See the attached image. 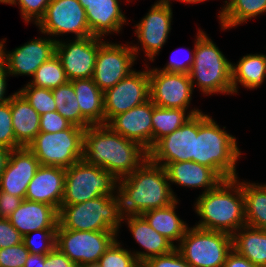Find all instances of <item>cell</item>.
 Listing matches in <instances>:
<instances>
[{"mask_svg": "<svg viewBox=\"0 0 266 267\" xmlns=\"http://www.w3.org/2000/svg\"><path fill=\"white\" fill-rule=\"evenodd\" d=\"M233 249L258 267H266V230L243 226L232 235Z\"/></svg>", "mask_w": 266, "mask_h": 267, "instance_id": "obj_30", "label": "cell"}, {"mask_svg": "<svg viewBox=\"0 0 266 267\" xmlns=\"http://www.w3.org/2000/svg\"><path fill=\"white\" fill-rule=\"evenodd\" d=\"M71 125L57 111L48 112L40 116V132L56 133L68 129Z\"/></svg>", "mask_w": 266, "mask_h": 267, "instance_id": "obj_43", "label": "cell"}, {"mask_svg": "<svg viewBox=\"0 0 266 267\" xmlns=\"http://www.w3.org/2000/svg\"><path fill=\"white\" fill-rule=\"evenodd\" d=\"M266 78V55L263 53L242 56L237 64L232 63L233 95L238 93V84L247 89H257Z\"/></svg>", "mask_w": 266, "mask_h": 267, "instance_id": "obj_28", "label": "cell"}, {"mask_svg": "<svg viewBox=\"0 0 266 267\" xmlns=\"http://www.w3.org/2000/svg\"><path fill=\"white\" fill-rule=\"evenodd\" d=\"M179 49H181V48H178V50ZM194 50H195V43H194L193 51L190 49V51L188 52V54L183 55V56H185V58L182 57L183 60L180 59V58L177 59L178 56L176 58V55H175V58L174 57H171V59L166 63V65L162 69L161 68H157V69L158 70H161L163 72H175V73L189 74L190 69L192 67V64L194 63V54H195V51ZM176 51L177 50H175V52ZM172 54H175V53L172 52Z\"/></svg>", "mask_w": 266, "mask_h": 267, "instance_id": "obj_45", "label": "cell"}, {"mask_svg": "<svg viewBox=\"0 0 266 267\" xmlns=\"http://www.w3.org/2000/svg\"><path fill=\"white\" fill-rule=\"evenodd\" d=\"M135 241L145 250L133 251L136 260L142 264L153 256L170 253L175 246L164 236L155 231L142 215H127L123 217Z\"/></svg>", "mask_w": 266, "mask_h": 267, "instance_id": "obj_24", "label": "cell"}, {"mask_svg": "<svg viewBox=\"0 0 266 267\" xmlns=\"http://www.w3.org/2000/svg\"><path fill=\"white\" fill-rule=\"evenodd\" d=\"M214 119L198 114V135L195 138V162L212 168L223 180L237 178V161L241 151L235 136L229 134Z\"/></svg>", "mask_w": 266, "mask_h": 267, "instance_id": "obj_4", "label": "cell"}, {"mask_svg": "<svg viewBox=\"0 0 266 267\" xmlns=\"http://www.w3.org/2000/svg\"><path fill=\"white\" fill-rule=\"evenodd\" d=\"M68 81L62 63L55 54L36 70L28 83L40 88L54 89Z\"/></svg>", "mask_w": 266, "mask_h": 267, "instance_id": "obj_35", "label": "cell"}, {"mask_svg": "<svg viewBox=\"0 0 266 267\" xmlns=\"http://www.w3.org/2000/svg\"><path fill=\"white\" fill-rule=\"evenodd\" d=\"M51 0H9V5H19L20 13L25 23L36 25L44 17Z\"/></svg>", "mask_w": 266, "mask_h": 267, "instance_id": "obj_40", "label": "cell"}, {"mask_svg": "<svg viewBox=\"0 0 266 267\" xmlns=\"http://www.w3.org/2000/svg\"><path fill=\"white\" fill-rule=\"evenodd\" d=\"M36 26L42 34H47L56 41L59 38L55 37L68 33H74L75 38L93 36L87 23L86 11L78 0H51L44 17Z\"/></svg>", "mask_w": 266, "mask_h": 267, "instance_id": "obj_12", "label": "cell"}, {"mask_svg": "<svg viewBox=\"0 0 266 267\" xmlns=\"http://www.w3.org/2000/svg\"><path fill=\"white\" fill-rule=\"evenodd\" d=\"M117 193L124 216L142 215L149 210L167 207L178 199L165 167L149 158L132 174L118 179Z\"/></svg>", "mask_w": 266, "mask_h": 267, "instance_id": "obj_2", "label": "cell"}, {"mask_svg": "<svg viewBox=\"0 0 266 267\" xmlns=\"http://www.w3.org/2000/svg\"><path fill=\"white\" fill-rule=\"evenodd\" d=\"M65 168L40 165L30 181L25 199L60 210L65 187Z\"/></svg>", "mask_w": 266, "mask_h": 267, "instance_id": "obj_21", "label": "cell"}, {"mask_svg": "<svg viewBox=\"0 0 266 267\" xmlns=\"http://www.w3.org/2000/svg\"><path fill=\"white\" fill-rule=\"evenodd\" d=\"M121 198L100 196L72 205H61L58 211V224L67 230L75 231H116L123 223Z\"/></svg>", "mask_w": 266, "mask_h": 267, "instance_id": "obj_6", "label": "cell"}, {"mask_svg": "<svg viewBox=\"0 0 266 267\" xmlns=\"http://www.w3.org/2000/svg\"><path fill=\"white\" fill-rule=\"evenodd\" d=\"M18 92L40 116L48 112L57 111L52 89L40 88L27 83Z\"/></svg>", "mask_w": 266, "mask_h": 267, "instance_id": "obj_36", "label": "cell"}, {"mask_svg": "<svg viewBox=\"0 0 266 267\" xmlns=\"http://www.w3.org/2000/svg\"><path fill=\"white\" fill-rule=\"evenodd\" d=\"M194 210L201 218L195 227L232 236L246 225L241 181L238 177L222 180L214 189L196 198Z\"/></svg>", "mask_w": 266, "mask_h": 267, "instance_id": "obj_3", "label": "cell"}, {"mask_svg": "<svg viewBox=\"0 0 266 267\" xmlns=\"http://www.w3.org/2000/svg\"><path fill=\"white\" fill-rule=\"evenodd\" d=\"M9 0H0V3L8 4Z\"/></svg>", "mask_w": 266, "mask_h": 267, "instance_id": "obj_54", "label": "cell"}, {"mask_svg": "<svg viewBox=\"0 0 266 267\" xmlns=\"http://www.w3.org/2000/svg\"><path fill=\"white\" fill-rule=\"evenodd\" d=\"M218 14L222 30L234 28L266 13V0H228Z\"/></svg>", "mask_w": 266, "mask_h": 267, "instance_id": "obj_31", "label": "cell"}, {"mask_svg": "<svg viewBox=\"0 0 266 267\" xmlns=\"http://www.w3.org/2000/svg\"><path fill=\"white\" fill-rule=\"evenodd\" d=\"M0 146L9 150L21 147L15 140L9 100L0 103Z\"/></svg>", "mask_w": 266, "mask_h": 267, "instance_id": "obj_39", "label": "cell"}, {"mask_svg": "<svg viewBox=\"0 0 266 267\" xmlns=\"http://www.w3.org/2000/svg\"><path fill=\"white\" fill-rule=\"evenodd\" d=\"M2 62V49H1V46H0V63Z\"/></svg>", "mask_w": 266, "mask_h": 267, "instance_id": "obj_55", "label": "cell"}, {"mask_svg": "<svg viewBox=\"0 0 266 267\" xmlns=\"http://www.w3.org/2000/svg\"><path fill=\"white\" fill-rule=\"evenodd\" d=\"M165 170L170 184L203 188L202 194L214 189L223 180L212 168L194 161L169 163Z\"/></svg>", "mask_w": 266, "mask_h": 267, "instance_id": "obj_25", "label": "cell"}, {"mask_svg": "<svg viewBox=\"0 0 266 267\" xmlns=\"http://www.w3.org/2000/svg\"><path fill=\"white\" fill-rule=\"evenodd\" d=\"M222 267H258L252 264L247 258L239 255L234 249L228 254Z\"/></svg>", "mask_w": 266, "mask_h": 267, "instance_id": "obj_48", "label": "cell"}, {"mask_svg": "<svg viewBox=\"0 0 266 267\" xmlns=\"http://www.w3.org/2000/svg\"><path fill=\"white\" fill-rule=\"evenodd\" d=\"M10 75L8 74L7 68L5 63L2 61L0 63V103L6 102L11 98V95L6 97V89H7V77Z\"/></svg>", "mask_w": 266, "mask_h": 267, "instance_id": "obj_49", "label": "cell"}, {"mask_svg": "<svg viewBox=\"0 0 266 267\" xmlns=\"http://www.w3.org/2000/svg\"><path fill=\"white\" fill-rule=\"evenodd\" d=\"M10 151L8 148L0 146V176L4 171L7 161L9 159Z\"/></svg>", "mask_w": 266, "mask_h": 267, "instance_id": "obj_51", "label": "cell"}, {"mask_svg": "<svg viewBox=\"0 0 266 267\" xmlns=\"http://www.w3.org/2000/svg\"><path fill=\"white\" fill-rule=\"evenodd\" d=\"M130 0H127L129 2ZM157 2H168V0H158Z\"/></svg>", "mask_w": 266, "mask_h": 267, "instance_id": "obj_56", "label": "cell"}, {"mask_svg": "<svg viewBox=\"0 0 266 267\" xmlns=\"http://www.w3.org/2000/svg\"><path fill=\"white\" fill-rule=\"evenodd\" d=\"M130 44L105 41L99 47L92 79L103 92L134 71L132 66L141 48L137 44Z\"/></svg>", "mask_w": 266, "mask_h": 267, "instance_id": "obj_11", "label": "cell"}, {"mask_svg": "<svg viewBox=\"0 0 266 267\" xmlns=\"http://www.w3.org/2000/svg\"><path fill=\"white\" fill-rule=\"evenodd\" d=\"M241 183L245 200L246 225L266 230V183H250L245 180Z\"/></svg>", "mask_w": 266, "mask_h": 267, "instance_id": "obj_33", "label": "cell"}, {"mask_svg": "<svg viewBox=\"0 0 266 267\" xmlns=\"http://www.w3.org/2000/svg\"><path fill=\"white\" fill-rule=\"evenodd\" d=\"M6 38L0 40L2 61L5 63L8 74L11 76L27 75L33 77L36 70L56 54L57 41L51 37H38L15 48L6 51L4 43Z\"/></svg>", "mask_w": 266, "mask_h": 267, "instance_id": "obj_17", "label": "cell"}, {"mask_svg": "<svg viewBox=\"0 0 266 267\" xmlns=\"http://www.w3.org/2000/svg\"><path fill=\"white\" fill-rule=\"evenodd\" d=\"M45 255L29 254L24 267H43Z\"/></svg>", "mask_w": 266, "mask_h": 267, "instance_id": "obj_50", "label": "cell"}, {"mask_svg": "<svg viewBox=\"0 0 266 267\" xmlns=\"http://www.w3.org/2000/svg\"><path fill=\"white\" fill-rule=\"evenodd\" d=\"M24 199L0 191V218H9Z\"/></svg>", "mask_w": 266, "mask_h": 267, "instance_id": "obj_46", "label": "cell"}, {"mask_svg": "<svg viewBox=\"0 0 266 267\" xmlns=\"http://www.w3.org/2000/svg\"><path fill=\"white\" fill-rule=\"evenodd\" d=\"M197 135L198 114L193 115L171 134L159 139L148 151V158L163 167L169 163L195 162V138Z\"/></svg>", "mask_w": 266, "mask_h": 267, "instance_id": "obj_15", "label": "cell"}, {"mask_svg": "<svg viewBox=\"0 0 266 267\" xmlns=\"http://www.w3.org/2000/svg\"><path fill=\"white\" fill-rule=\"evenodd\" d=\"M85 129L71 125L56 133L40 132L28 145L40 165L69 168L83 158Z\"/></svg>", "mask_w": 266, "mask_h": 267, "instance_id": "obj_9", "label": "cell"}, {"mask_svg": "<svg viewBox=\"0 0 266 267\" xmlns=\"http://www.w3.org/2000/svg\"><path fill=\"white\" fill-rule=\"evenodd\" d=\"M148 65L145 70H134L104 93L105 124L117 114L127 112L150 100Z\"/></svg>", "mask_w": 266, "mask_h": 267, "instance_id": "obj_13", "label": "cell"}, {"mask_svg": "<svg viewBox=\"0 0 266 267\" xmlns=\"http://www.w3.org/2000/svg\"><path fill=\"white\" fill-rule=\"evenodd\" d=\"M118 235L116 231L67 230L58 224L55 245L75 265L85 266L97 264Z\"/></svg>", "mask_w": 266, "mask_h": 267, "instance_id": "obj_10", "label": "cell"}, {"mask_svg": "<svg viewBox=\"0 0 266 267\" xmlns=\"http://www.w3.org/2000/svg\"><path fill=\"white\" fill-rule=\"evenodd\" d=\"M39 166V160L28 147L11 150L0 176V191L25 199L27 187Z\"/></svg>", "mask_w": 266, "mask_h": 267, "instance_id": "obj_19", "label": "cell"}, {"mask_svg": "<svg viewBox=\"0 0 266 267\" xmlns=\"http://www.w3.org/2000/svg\"><path fill=\"white\" fill-rule=\"evenodd\" d=\"M43 267H76V265L55 247L45 255Z\"/></svg>", "mask_w": 266, "mask_h": 267, "instance_id": "obj_47", "label": "cell"}, {"mask_svg": "<svg viewBox=\"0 0 266 267\" xmlns=\"http://www.w3.org/2000/svg\"><path fill=\"white\" fill-rule=\"evenodd\" d=\"M84 267H100L99 264H87Z\"/></svg>", "mask_w": 266, "mask_h": 267, "instance_id": "obj_53", "label": "cell"}, {"mask_svg": "<svg viewBox=\"0 0 266 267\" xmlns=\"http://www.w3.org/2000/svg\"><path fill=\"white\" fill-rule=\"evenodd\" d=\"M153 102H147L114 116L106 125L126 139L139 143L149 151L152 148Z\"/></svg>", "mask_w": 266, "mask_h": 267, "instance_id": "obj_20", "label": "cell"}, {"mask_svg": "<svg viewBox=\"0 0 266 267\" xmlns=\"http://www.w3.org/2000/svg\"><path fill=\"white\" fill-rule=\"evenodd\" d=\"M57 112L72 125L88 128L91 124L81 115L79 103L71 81L52 89Z\"/></svg>", "mask_w": 266, "mask_h": 267, "instance_id": "obj_34", "label": "cell"}, {"mask_svg": "<svg viewBox=\"0 0 266 267\" xmlns=\"http://www.w3.org/2000/svg\"><path fill=\"white\" fill-rule=\"evenodd\" d=\"M197 32L194 63L189 72L193 89L197 86L206 96L216 93L232 95V62L206 32L199 28Z\"/></svg>", "mask_w": 266, "mask_h": 267, "instance_id": "obj_5", "label": "cell"}, {"mask_svg": "<svg viewBox=\"0 0 266 267\" xmlns=\"http://www.w3.org/2000/svg\"><path fill=\"white\" fill-rule=\"evenodd\" d=\"M172 5L168 2L154 3L141 21L134 25V33L138 38L145 57L154 62L155 56L167 42L173 19Z\"/></svg>", "mask_w": 266, "mask_h": 267, "instance_id": "obj_18", "label": "cell"}, {"mask_svg": "<svg viewBox=\"0 0 266 267\" xmlns=\"http://www.w3.org/2000/svg\"><path fill=\"white\" fill-rule=\"evenodd\" d=\"M117 190L118 180L109 171L81 159L66 169L61 205L78 204L103 195L114 196Z\"/></svg>", "mask_w": 266, "mask_h": 267, "instance_id": "obj_7", "label": "cell"}, {"mask_svg": "<svg viewBox=\"0 0 266 267\" xmlns=\"http://www.w3.org/2000/svg\"><path fill=\"white\" fill-rule=\"evenodd\" d=\"M116 239L99 259L100 267H138L140 263L136 260L131 250L124 249Z\"/></svg>", "mask_w": 266, "mask_h": 267, "instance_id": "obj_37", "label": "cell"}, {"mask_svg": "<svg viewBox=\"0 0 266 267\" xmlns=\"http://www.w3.org/2000/svg\"><path fill=\"white\" fill-rule=\"evenodd\" d=\"M82 159L109 171L118 180L138 169L148 159V151L106 124L91 125L83 134Z\"/></svg>", "mask_w": 266, "mask_h": 267, "instance_id": "obj_1", "label": "cell"}, {"mask_svg": "<svg viewBox=\"0 0 266 267\" xmlns=\"http://www.w3.org/2000/svg\"><path fill=\"white\" fill-rule=\"evenodd\" d=\"M81 115L91 125H104V93L92 78L71 80Z\"/></svg>", "mask_w": 266, "mask_h": 267, "instance_id": "obj_27", "label": "cell"}, {"mask_svg": "<svg viewBox=\"0 0 266 267\" xmlns=\"http://www.w3.org/2000/svg\"><path fill=\"white\" fill-rule=\"evenodd\" d=\"M29 250L22 243L0 249V267H24Z\"/></svg>", "mask_w": 266, "mask_h": 267, "instance_id": "obj_41", "label": "cell"}, {"mask_svg": "<svg viewBox=\"0 0 266 267\" xmlns=\"http://www.w3.org/2000/svg\"><path fill=\"white\" fill-rule=\"evenodd\" d=\"M175 248L191 267H222L233 240L227 233L192 226Z\"/></svg>", "mask_w": 266, "mask_h": 267, "instance_id": "obj_8", "label": "cell"}, {"mask_svg": "<svg viewBox=\"0 0 266 267\" xmlns=\"http://www.w3.org/2000/svg\"><path fill=\"white\" fill-rule=\"evenodd\" d=\"M148 73L150 100L155 106L182 110L190 107L193 86L189 74L163 72L150 67Z\"/></svg>", "mask_w": 266, "mask_h": 267, "instance_id": "obj_14", "label": "cell"}, {"mask_svg": "<svg viewBox=\"0 0 266 267\" xmlns=\"http://www.w3.org/2000/svg\"><path fill=\"white\" fill-rule=\"evenodd\" d=\"M9 102L15 140L21 147H28L40 133V115L18 91L11 94Z\"/></svg>", "mask_w": 266, "mask_h": 267, "instance_id": "obj_26", "label": "cell"}, {"mask_svg": "<svg viewBox=\"0 0 266 267\" xmlns=\"http://www.w3.org/2000/svg\"><path fill=\"white\" fill-rule=\"evenodd\" d=\"M23 236L8 218H0V249L22 243Z\"/></svg>", "mask_w": 266, "mask_h": 267, "instance_id": "obj_44", "label": "cell"}, {"mask_svg": "<svg viewBox=\"0 0 266 267\" xmlns=\"http://www.w3.org/2000/svg\"><path fill=\"white\" fill-rule=\"evenodd\" d=\"M61 40V41H60ZM67 42V43H66ZM56 43L59 57L69 81L92 78L99 47L105 42L101 37L89 36Z\"/></svg>", "mask_w": 266, "mask_h": 267, "instance_id": "obj_16", "label": "cell"}, {"mask_svg": "<svg viewBox=\"0 0 266 267\" xmlns=\"http://www.w3.org/2000/svg\"><path fill=\"white\" fill-rule=\"evenodd\" d=\"M8 219L25 236L42 229H57L58 210L45 203L24 199Z\"/></svg>", "mask_w": 266, "mask_h": 267, "instance_id": "obj_23", "label": "cell"}, {"mask_svg": "<svg viewBox=\"0 0 266 267\" xmlns=\"http://www.w3.org/2000/svg\"><path fill=\"white\" fill-rule=\"evenodd\" d=\"M171 0H168V3H171L170 2ZM176 1H180V2H184V3H187V4H196V3H203L204 1H207V0H176Z\"/></svg>", "mask_w": 266, "mask_h": 267, "instance_id": "obj_52", "label": "cell"}, {"mask_svg": "<svg viewBox=\"0 0 266 267\" xmlns=\"http://www.w3.org/2000/svg\"><path fill=\"white\" fill-rule=\"evenodd\" d=\"M178 200L167 207L149 210L142 214L148 224L159 234L167 238L175 247L176 244L174 243H180L189 227L186 222L178 217L175 211L178 209L176 207Z\"/></svg>", "mask_w": 266, "mask_h": 267, "instance_id": "obj_29", "label": "cell"}, {"mask_svg": "<svg viewBox=\"0 0 266 267\" xmlns=\"http://www.w3.org/2000/svg\"><path fill=\"white\" fill-rule=\"evenodd\" d=\"M143 267H191L182 257L180 252L174 248L170 253L165 255L153 256L148 258Z\"/></svg>", "mask_w": 266, "mask_h": 267, "instance_id": "obj_42", "label": "cell"}, {"mask_svg": "<svg viewBox=\"0 0 266 267\" xmlns=\"http://www.w3.org/2000/svg\"><path fill=\"white\" fill-rule=\"evenodd\" d=\"M56 230L42 229L33 231L23 236V244L29 250L30 254L47 255L56 247ZM36 237H40V242H36Z\"/></svg>", "mask_w": 266, "mask_h": 267, "instance_id": "obj_38", "label": "cell"}, {"mask_svg": "<svg viewBox=\"0 0 266 267\" xmlns=\"http://www.w3.org/2000/svg\"><path fill=\"white\" fill-rule=\"evenodd\" d=\"M201 112L202 111L198 108L188 109L187 111L182 109L162 108L153 104L152 147L159 139L171 134L187 122L193 115Z\"/></svg>", "mask_w": 266, "mask_h": 267, "instance_id": "obj_32", "label": "cell"}, {"mask_svg": "<svg viewBox=\"0 0 266 267\" xmlns=\"http://www.w3.org/2000/svg\"><path fill=\"white\" fill-rule=\"evenodd\" d=\"M86 11L87 23L93 36L104 38L119 33L127 23L118 0H78Z\"/></svg>", "mask_w": 266, "mask_h": 267, "instance_id": "obj_22", "label": "cell"}]
</instances>
